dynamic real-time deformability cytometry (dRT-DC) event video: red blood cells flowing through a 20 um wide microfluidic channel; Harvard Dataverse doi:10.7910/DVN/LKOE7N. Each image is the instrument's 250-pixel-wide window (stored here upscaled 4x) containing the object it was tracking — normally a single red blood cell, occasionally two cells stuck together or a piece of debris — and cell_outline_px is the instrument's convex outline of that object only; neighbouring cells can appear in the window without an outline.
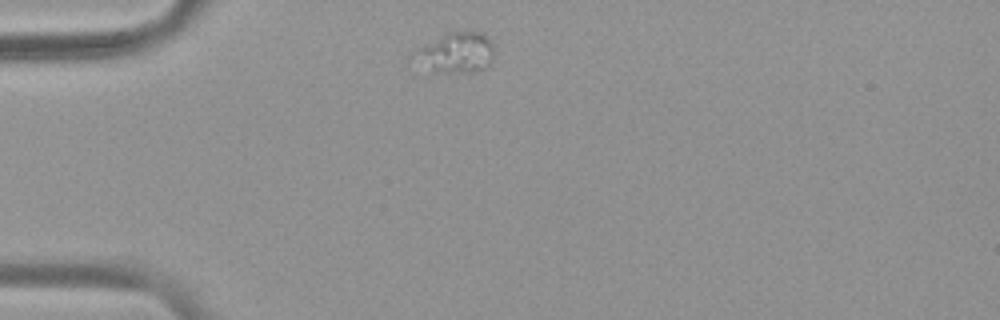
{"species": "common noctule bat (a hibernating species)", "species_latin": "Nyctalus noctula", "temperature_condition": "warm", "stored_images_in_passage": 3, "camera_frame_rate_fps": 3000, "um_per_image_px": 0.085, "animal": {"sex": "female", "body_mass_g": 19.9}, "frame": {"image": 1, "passage_image": 1, "time_ms": 0.0, "image_size_px": [1000, 320], "cell_outline_px": [[492, 56], [488, 68], [476, 72], [432, 72], [408, 56], [416, 48], [448, 32], [480, 32], [492, 44]], "centroid_in_image_um": [38.69, 4.51], "position_along_channel_um": 46.3, "area_um2": 18.9}}
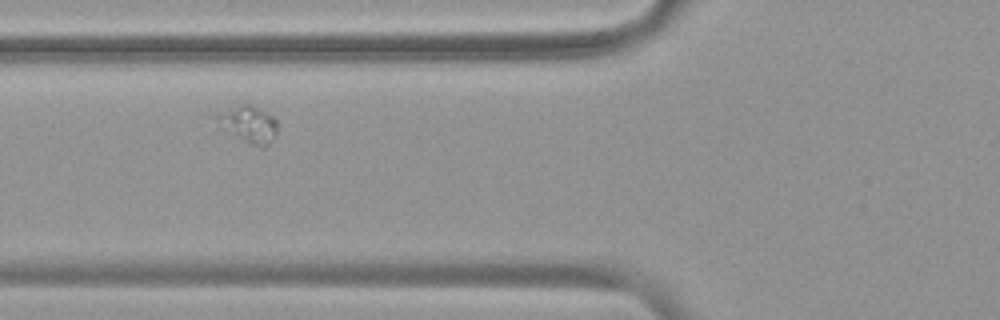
{"frame": {"image": 2, "passage_image": 3, "time_ms": 0.667, "image_size_px": [1000, 320], "cell_outline_px": [[276, 136], [264, 148], [260, 148], [248, 144], [216, 128], [208, 112], [240, 104], [252, 104], [260, 108], [272, 116], [276, 120]], "centroid_in_image_um": [20.92, 10.54], "position_along_channel_um": 104.9, "area_um2": 14.39}}